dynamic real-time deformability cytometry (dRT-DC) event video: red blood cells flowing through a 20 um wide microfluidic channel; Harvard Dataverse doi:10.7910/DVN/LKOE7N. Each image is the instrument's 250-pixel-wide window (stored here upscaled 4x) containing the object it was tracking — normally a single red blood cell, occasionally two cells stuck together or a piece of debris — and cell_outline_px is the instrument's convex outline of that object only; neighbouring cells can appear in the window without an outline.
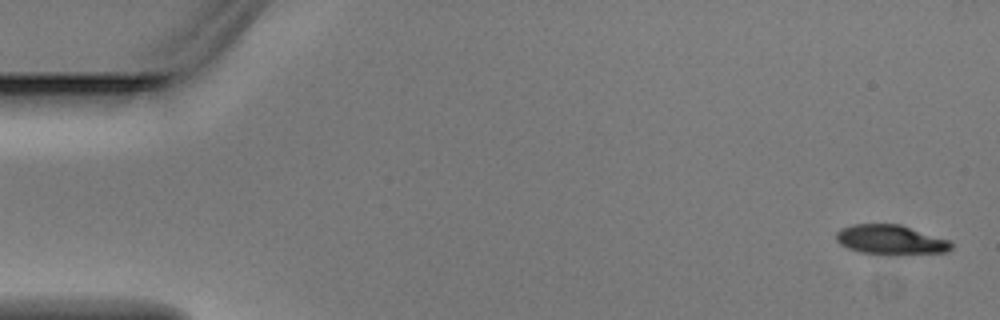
{"species": "Egyptian fruit bat (a non-hibernating species)", "species_latin": "Rousettus aegyptiacus", "temperature_condition": "warm", "stored_images_in_passage": 4, "camera_frame_rate_fps": 3000, "um_per_image_px": 0.085, "animal": {"sex": "male"}, "frame": {"image": 1, "passage_image": 1, "time_ms": 0.0, "image_size_px": [1000, 320], "cell_outline_px": [[952, 248], [948, 252], [896, 256], [888, 256], [860, 252], [848, 248], [840, 244], [836, 240], [836, 232], [840, 228], [852, 224], [900, 224], [952, 240]], "centroid_in_image_um": [75.75, 20.4], "position_along_channel_um": 9.2, "area_um2": 20.63}}
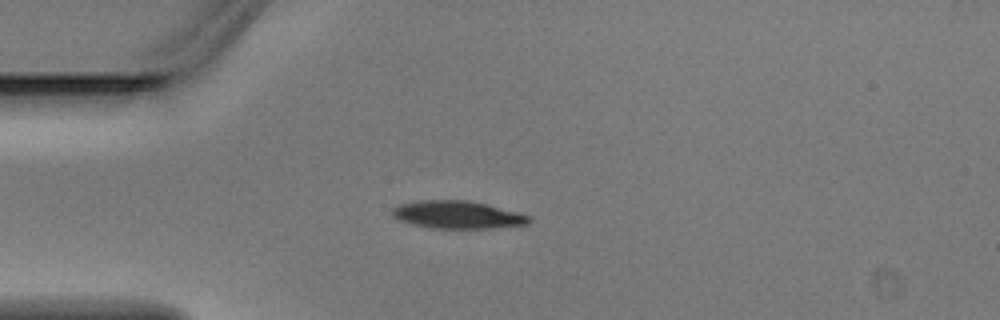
{"frame": {"image": 2, "passage_image": 4, "time_ms": 1.0, "image_size_px": [1000, 320], "cell_outline_px": [[532, 220], [528, 224], [488, 228], [432, 228], [412, 224], [400, 220], [392, 216], [392, 208], [400, 204], [420, 200], [468, 200], [488, 204], [520, 212], [532, 216]], "centroid_in_image_um": [38.93, 18.24], "position_along_channel_um": 46.1, "area_um2": 22.2}}